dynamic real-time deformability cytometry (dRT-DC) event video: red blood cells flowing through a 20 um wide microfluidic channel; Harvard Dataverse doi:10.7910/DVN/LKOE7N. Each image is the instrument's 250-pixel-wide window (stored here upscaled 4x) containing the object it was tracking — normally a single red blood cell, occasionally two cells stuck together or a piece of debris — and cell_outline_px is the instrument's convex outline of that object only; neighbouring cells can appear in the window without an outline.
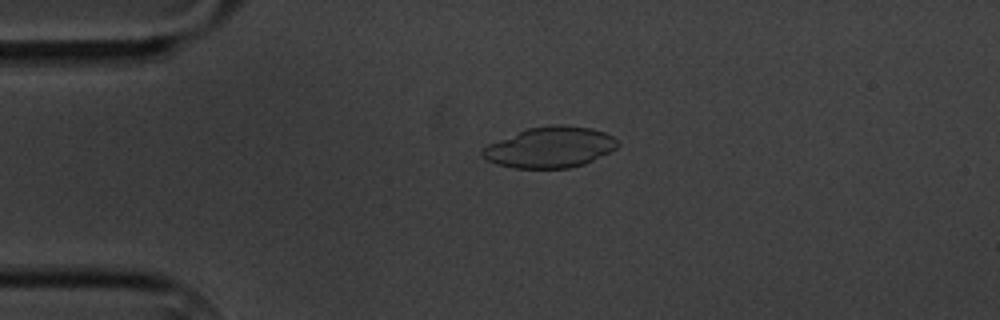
{"species": "common noctule bat (a hibernating species)", "species_latin": "Nyctalus noctula", "temperature_condition": "cold", "stored_images_in_passage": 2, "camera_frame_rate_fps": 3000, "um_per_image_px": 0.085, "animal": {"sex": "male", "body_mass_g": 20.1, "forearm_length_mm": 53.5}, "frame": {"image": 1, "passage_image": 1, "time_ms": 0.0, "image_size_px": [1000, 320], "cell_outline_px": [[620, 144], [616, 148], [584, 164], [568, 168], [512, 168], [496, 164], [480, 156], [480, 152], [488, 144], [528, 128], [548, 124], [560, 124], [592, 128], [604, 132], [612, 136]], "centroid_in_image_um": [46.73, 12.51], "position_along_channel_um": 38.3, "area_um2": 32.08}}